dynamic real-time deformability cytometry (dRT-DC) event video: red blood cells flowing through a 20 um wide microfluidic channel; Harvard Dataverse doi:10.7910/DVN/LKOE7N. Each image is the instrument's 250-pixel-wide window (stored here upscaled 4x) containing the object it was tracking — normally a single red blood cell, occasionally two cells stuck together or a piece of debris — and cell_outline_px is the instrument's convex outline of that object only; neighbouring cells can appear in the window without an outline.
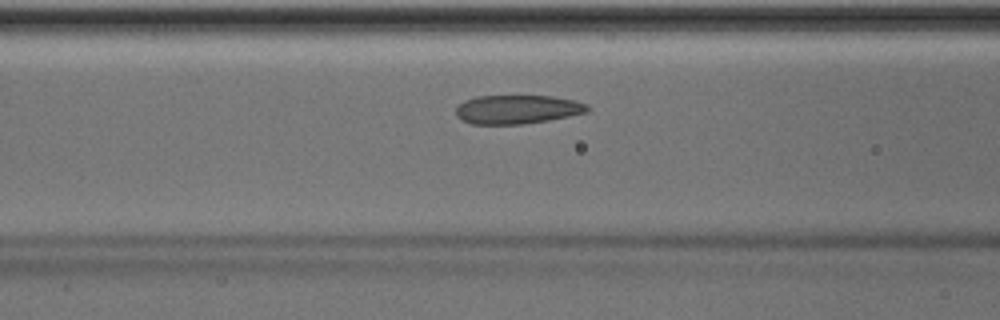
{"species": "Egyptian fruit bat (a non-hibernating species)", "species_latin": "Rousettus aegyptiacus", "temperature_condition": "room temperature", "stored_images_in_passage": 43, "camera_frame_rate_fps": 3000, "um_per_image_px": 0.085, "animal": {"sex": "male"}, "frame": {"image": 1, "passage_image": 13, "time_ms": 4.0, "image_size_px": [1000, 320], "cell_outline_px": [[588, 112], [548, 120], [524, 124], [472, 124], [460, 120], [456, 116], [456, 108], [464, 100], [476, 96], [552, 96], [576, 100], [588, 104]], "centroid_in_image_um": [43.96, 9.3], "position_along_channel_um": 122.6, "area_um2": 22.2}, "authors_computed_cell_mechanics": {"area_um2": 22.253, "velocity_mm_per_s": 4.0068, "shape_relaxation_time_tau1_ms": 6.9411, "shape_relaxation_time_tau2_ms": 1.9503, "deformation_change_tau1": 0.1417, "deformation_change_tau2": 0.0665}}